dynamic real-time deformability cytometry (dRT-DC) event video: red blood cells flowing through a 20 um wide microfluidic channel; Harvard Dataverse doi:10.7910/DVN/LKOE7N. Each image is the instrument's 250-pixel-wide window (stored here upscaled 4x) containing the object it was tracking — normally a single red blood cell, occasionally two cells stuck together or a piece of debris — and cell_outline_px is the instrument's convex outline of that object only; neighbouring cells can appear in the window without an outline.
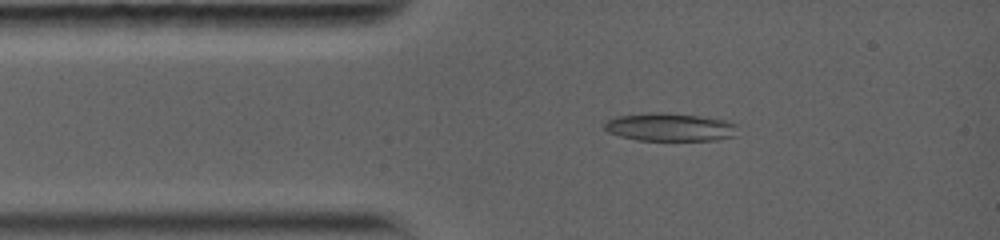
{"species": "common noctule bat (a hibernating species)", "species_latin": "Nyctalus noctula", "temperature_condition": "warm", "stored_images_in_passage": 4, "camera_frame_rate_fps": 5000, "um_per_image_px": 0.085, "animal": {"sex": "female", "body_mass_g": 19.0, "forearm_length_mm": 56.7}, "frame": {"image": 1, "passage_image": 3, "time_ms": 1.8, "image_size_px": [1000, 240], "cell_outline_px": [[740, 124], [736, 136], [716, 140], [636, 140], [620, 136], [608, 132], [604, 128], [604, 124], [608, 120], [616, 116], [648, 112], [668, 112], [700, 116], [724, 120]], "centroid_in_image_um": [56.98, 10.8], "position_along_channel_um": 28.0, "area_um2": 22.14}}